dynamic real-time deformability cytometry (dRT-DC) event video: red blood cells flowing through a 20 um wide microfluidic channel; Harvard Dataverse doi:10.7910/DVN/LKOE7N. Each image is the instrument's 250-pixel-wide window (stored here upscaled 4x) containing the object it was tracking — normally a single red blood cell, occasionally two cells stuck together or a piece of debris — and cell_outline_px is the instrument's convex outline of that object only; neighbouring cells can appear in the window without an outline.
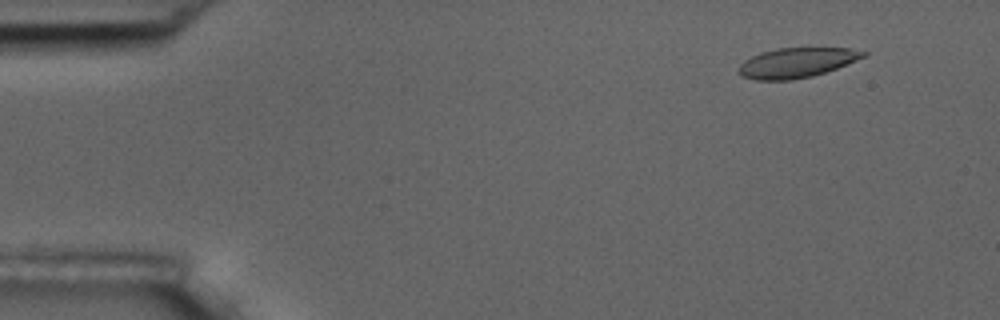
{"species": "common noctule bat (a hibernating species)", "species_latin": "Nyctalus noctula", "temperature_condition": "room temperature", "stored_images_in_passage": 5, "camera_frame_rate_fps": 3000, "um_per_image_px": 0.085, "animal": {"sex": "male", "body_mass_g": 17.5, "forearm_length_mm": 52.3}, "frame": {"image": 1, "passage_image": 2, "time_ms": 1.0, "image_size_px": [1000, 320], "cell_outline_px": [[868, 56], [836, 68], [812, 76], [792, 80], [756, 80], [740, 76], [736, 72], [740, 64], [744, 60], [760, 52], [776, 48], [812, 44], [848, 48], [868, 52]], "centroid_in_image_um": [67.74, 5.27], "position_along_channel_um": 17.3, "area_um2": 22.89}}